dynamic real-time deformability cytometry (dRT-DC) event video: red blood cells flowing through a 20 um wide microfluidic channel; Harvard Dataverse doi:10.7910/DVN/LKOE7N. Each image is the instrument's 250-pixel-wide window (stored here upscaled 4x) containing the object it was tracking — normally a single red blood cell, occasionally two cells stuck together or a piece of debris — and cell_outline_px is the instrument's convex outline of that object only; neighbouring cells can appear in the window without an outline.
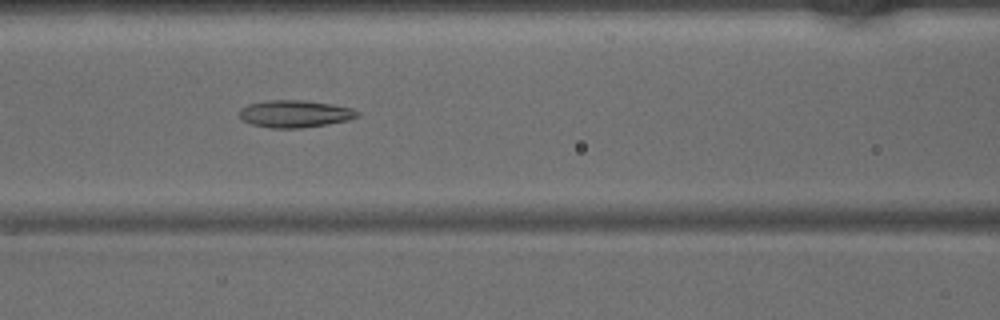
{"species": "common noctule bat (a hibernating species)", "species_latin": "Nyctalus noctula", "temperature_condition": "warm", "stored_images_in_passage": 39, "camera_frame_rate_fps": 3000, "um_per_image_px": 0.085, "animal": {"sex": "male", "body_mass_g": 15.6}, "frame": {"image": 1, "passage_image": 13, "time_ms": 4.0, "image_size_px": [1000, 320], "cell_outline_px": [[360, 116], [348, 120], [328, 124], [300, 128], [272, 128], [252, 124], [244, 120], [240, 116], [240, 108], [248, 104], [268, 100], [300, 100], [332, 104], [352, 108], [360, 112]], "centroid_in_image_um": [25.1, 9.67], "position_along_channel_um": 141.5, "area_um2": 18.67}}
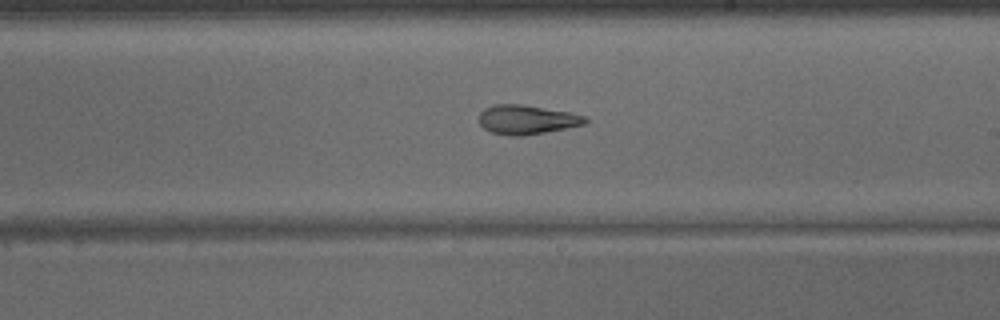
{"frame": {"image": 2, "passage_image": 20, "time_ms": 6.333, "image_size_px": [1000, 320], "cell_outline_px": [[588, 124], [524, 136], [512, 136], [488, 132], [480, 124], [480, 112], [484, 108], [496, 104], [520, 104], [568, 112], [588, 116]], "centroid_in_image_um": [44.8, 10.18], "position_along_channel_um": 244.2, "area_um2": 18.21}}
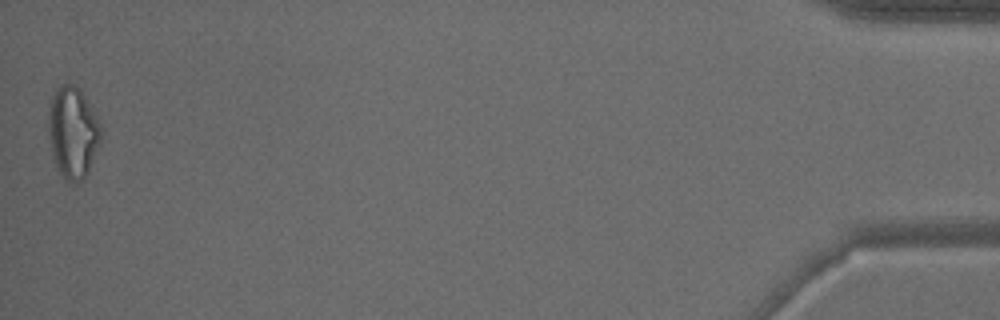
{"frame": {"image": 3, "passage_image": 39, "time_ms": 12.667, "image_size_px": [1000, 320], "cell_outline_px": [[100, 140], [88, 172], [80, 180], [68, 180], [56, 168], [52, 156], [48, 132], [48, 112], [52, 96], [56, 88], [60, 84], [72, 84], [84, 96], [96, 116], [100, 124]], "centroid_in_image_um": [6.15, 11.23], "position_along_channel_um": 429.0, "area_um2": 27.34}}